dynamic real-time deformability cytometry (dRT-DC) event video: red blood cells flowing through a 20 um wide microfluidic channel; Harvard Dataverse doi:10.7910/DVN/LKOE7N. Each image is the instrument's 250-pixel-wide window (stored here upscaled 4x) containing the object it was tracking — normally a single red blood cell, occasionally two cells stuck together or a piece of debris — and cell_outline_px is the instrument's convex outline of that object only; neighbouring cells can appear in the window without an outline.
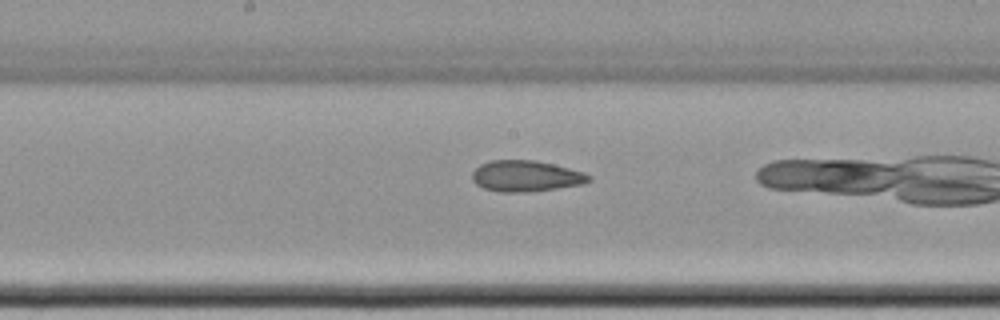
{"species": "common noctule bat (a hibernating species)", "species_latin": "Nyctalus noctula", "temperature_condition": "cold", "stored_images_in_passage": 41, "camera_frame_rate_fps": 3000, "um_per_image_px": 0.085, "animal": {"sex": "female", "body_mass_g": 22.7, "forearm_length_mm": 54.2}, "frame": {"image": 1, "passage_image": 35, "time_ms": 11.333, "image_size_px": [1000, 320], "cell_outline_px": [[592, 180], [584, 184], [556, 188], [524, 192], [500, 192], [484, 188], [476, 184], [472, 180], [472, 172], [480, 164], [492, 160], [536, 160], [584, 172], [592, 176]], "centroid_in_image_um": [44.71, 14.96], "position_along_channel_um": 203.5, "area_um2": 21.1}}